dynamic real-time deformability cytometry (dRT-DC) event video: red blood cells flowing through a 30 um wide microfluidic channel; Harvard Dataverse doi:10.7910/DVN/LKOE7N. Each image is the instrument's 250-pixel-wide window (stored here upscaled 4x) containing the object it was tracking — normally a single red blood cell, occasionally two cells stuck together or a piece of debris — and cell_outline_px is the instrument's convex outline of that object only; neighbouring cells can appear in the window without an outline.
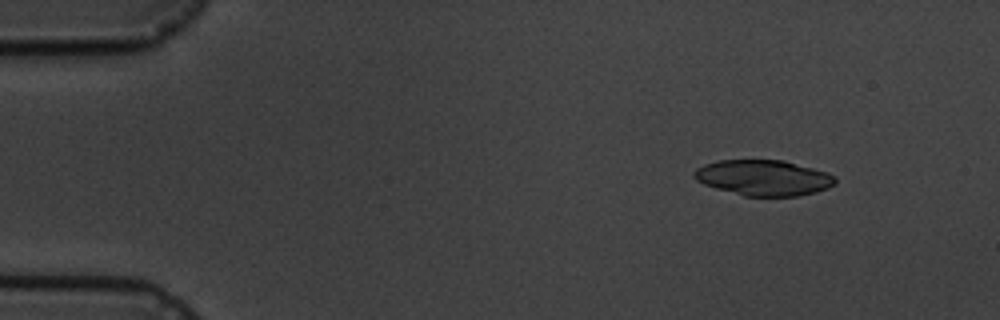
{"species": "common noctule bat (a hibernating species)", "species_latin": "Nyctalus noctula", "temperature_condition": "cold", "stored_images_in_passage": 5, "camera_frame_rate_fps": 3000, "um_per_image_px": 0.085, "animal": {"sex": "male", "body_mass_g": 19.5, "forearm_length_mm": 54.6}, "frame": {"image": 1, "passage_image": 2, "time_ms": 1.333, "image_size_px": [1000, 320], "cell_outline_px": [[836, 184], [828, 188], [816, 192], [796, 196], [744, 196], [716, 188], [704, 184], [696, 180], [692, 176], [692, 172], [696, 168], [704, 164], [720, 160], [784, 160], [828, 172], [836, 176]], "centroid_in_image_um": [64.91, 15.1], "position_along_channel_um": 20.1, "area_um2": 29.48}}